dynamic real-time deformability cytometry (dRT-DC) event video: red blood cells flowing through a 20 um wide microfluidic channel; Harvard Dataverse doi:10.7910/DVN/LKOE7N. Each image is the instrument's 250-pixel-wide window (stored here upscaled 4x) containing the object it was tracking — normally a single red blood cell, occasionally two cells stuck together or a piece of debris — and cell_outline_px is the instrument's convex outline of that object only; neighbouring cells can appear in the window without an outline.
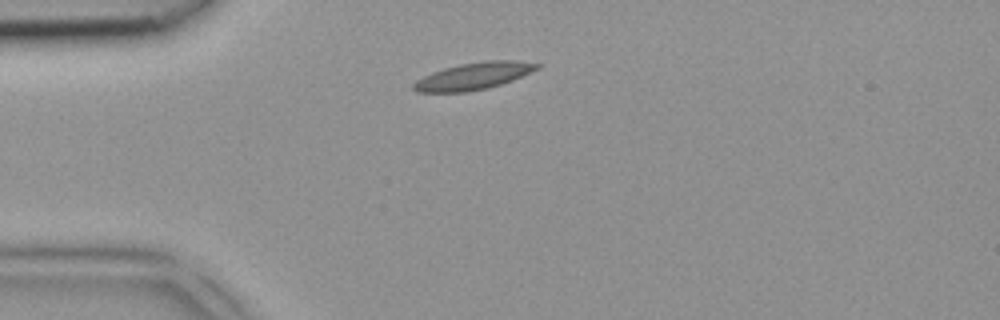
{"species": "common noctule bat (a hibernating species)", "species_latin": "Nyctalus noctula", "temperature_condition": "room temperature", "stored_images_in_passage": 2, "camera_frame_rate_fps": 3000, "um_per_image_px": 0.085, "animal": {"sex": "female", "body_mass_g": 18.4}, "frame": {"image": 1, "passage_image": 1, "time_ms": 0.0, "image_size_px": [1000, 320], "cell_outline_px": [[540, 68], [512, 80], [488, 88], [464, 92], [416, 92], [412, 88], [412, 84], [416, 80], [432, 72], [444, 68], [460, 64], [484, 60], [512, 60], [540, 64]], "centroid_in_image_um": [40.23, 6.46], "position_along_channel_um": 44.8, "area_um2": 19.36}}